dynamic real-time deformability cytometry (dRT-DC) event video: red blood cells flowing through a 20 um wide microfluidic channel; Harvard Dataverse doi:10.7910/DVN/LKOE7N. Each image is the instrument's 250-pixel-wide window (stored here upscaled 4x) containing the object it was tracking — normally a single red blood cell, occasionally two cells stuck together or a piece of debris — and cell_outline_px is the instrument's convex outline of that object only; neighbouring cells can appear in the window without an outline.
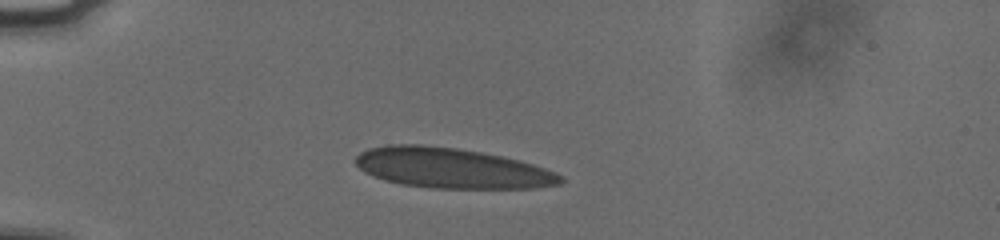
{"species": "human", "species_latin": "Homo sapiens", "temperature_condition": "cold", "stored_images_in_passage": 53, "camera_frame_rate_fps": 3000, "um_per_image_px": 0.085, "donor": {"sex": "male"}, "frame": {"image": 1, "passage_image": 13, "time_ms": 4.0, "image_size_px": [1000, 240], "cell_outline_px": [[564, 180], [560, 184], [536, 188], [432, 188], [400, 184], [384, 180], [364, 172], [356, 164], [356, 156], [360, 152], [368, 148], [388, 144], [420, 144], [456, 148], [480, 152], [500, 156], [532, 164], [556, 172], [564, 176]], "centroid_in_image_um": [38.38, 14.29], "position_along_channel_um": 46.6, "area_um2": 48.03}}
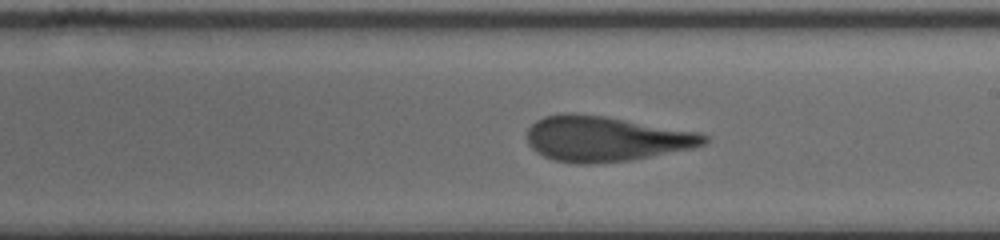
{"frame": {"image": 2, "passage_image": 31, "time_ms": 10.0, "image_size_px": [1000, 240], "cell_outline_px": [[708, 140], [704, 144], [692, 148], [632, 160], [588, 164], [576, 164], [552, 160], [536, 152], [528, 144], [528, 128], [536, 120], [544, 116], [568, 112], [572, 112], [604, 116], [700, 132], [708, 136]], "centroid_in_image_um": [51.46, 11.79], "position_along_channel_um": 237.5, "area_um2": 46.82}}
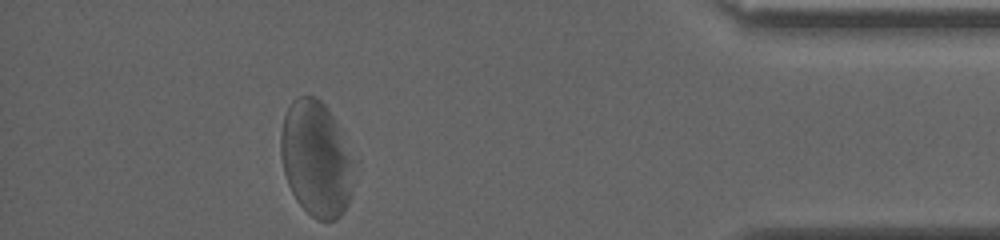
{"frame": {"image": 3, "passage_image": 48, "time_ms": 15.667, "image_size_px": [1000, 240], "cell_outline_px": [[360, 164], [352, 192], [348, 204], [340, 216], [336, 220], [320, 220], [312, 216], [296, 200], [288, 184], [284, 172], [280, 152], [280, 136], [284, 116], [292, 100], [296, 96], [316, 96], [328, 108], [344, 132], [360, 160]], "centroid_in_image_um": [26.99, 13.48], "position_along_channel_um": 408.2, "area_um2": 51.27}, "authors_computed_cell_mechanics": {"area_um2": 47.8584, "velocity_mm_per_s": 3.7161, "shape_relaxation_time_tau1_ms": 7.289, "shape_relaxation_time_tau2_ms": null, "deformation_change_tau1": 0.1815, "deformation_change_tau2": null}}